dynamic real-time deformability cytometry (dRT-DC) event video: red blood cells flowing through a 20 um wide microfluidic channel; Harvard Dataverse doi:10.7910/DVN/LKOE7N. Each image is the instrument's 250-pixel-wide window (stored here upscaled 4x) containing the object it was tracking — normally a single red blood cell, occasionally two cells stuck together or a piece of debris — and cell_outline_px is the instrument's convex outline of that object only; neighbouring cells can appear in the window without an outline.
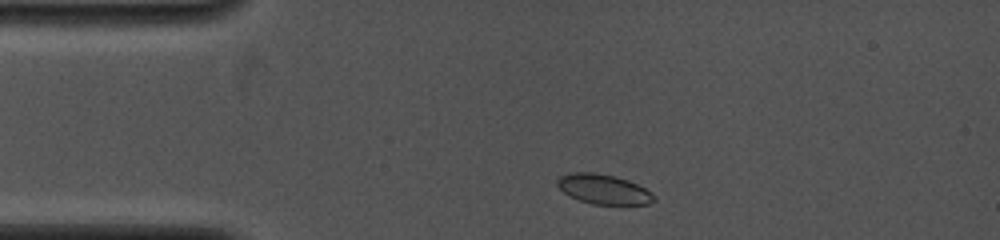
{"species": "common noctule bat (a hibernating species)", "species_latin": "Nyctalus noctula", "temperature_condition": "cold", "stored_images_in_passage": 67, "camera_frame_rate_fps": 4000, "um_per_image_px": 0.085, "animal": {"sex": "female", "body_mass_g": 19.0, "forearm_length_mm": 53.3}, "frame": {"image": 1, "passage_image": 3, "time_ms": 0.5, "image_size_px": [1000, 240], "cell_outline_px": [[656, 200], [648, 204], [592, 204], [580, 200], [564, 192], [556, 184], [556, 180], [560, 176], [572, 172], [596, 172], [616, 176], [628, 180], [652, 192], [656, 196]], "centroid_in_image_um": [51.32, 16.07], "position_along_channel_um": 33.7, "area_um2": 16.76}}
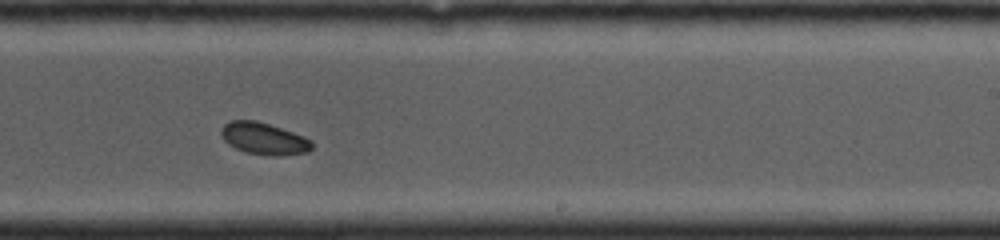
{"frame": {"image": 2, "passage_image": 43, "time_ms": 7.0, "image_size_px": [1000, 240], "cell_outline_px": [[312, 148], [308, 152], [276, 156], [272, 156], [244, 152], [228, 144], [224, 140], [220, 132], [220, 128], [224, 124], [232, 120], [256, 120], [304, 136], [312, 140]], "centroid_in_image_um": [22.41, 11.78], "position_along_channel_um": 266.6, "area_um2": 16.88}}
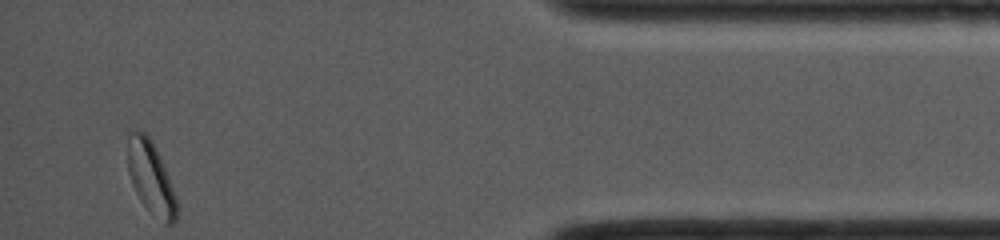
{"frame": {"image": 3, "passage_image": 66, "time_ms": 11.75, "image_size_px": [1000, 240], "cell_outline_px": [[176, 220], [172, 224], [164, 224], [140, 200], [132, 184], [128, 172], [128, 132], [136, 128], [144, 132], [152, 140], [156, 148], [168, 176], [176, 196]], "centroid_in_image_um": [12.8, 15.06], "position_along_channel_um": 422.4, "area_um2": 20.52}, "authors_computed_cell_mechanics": {"area_um2": 17.2244, "velocity_mm_per_s": 4.1201, "shape_relaxation_time_tau1_ms": 5.0501, "shape_relaxation_time_tau2_ms": null, "deformation_change_tau1": 0.0973, "deformation_change_tau2": null}}